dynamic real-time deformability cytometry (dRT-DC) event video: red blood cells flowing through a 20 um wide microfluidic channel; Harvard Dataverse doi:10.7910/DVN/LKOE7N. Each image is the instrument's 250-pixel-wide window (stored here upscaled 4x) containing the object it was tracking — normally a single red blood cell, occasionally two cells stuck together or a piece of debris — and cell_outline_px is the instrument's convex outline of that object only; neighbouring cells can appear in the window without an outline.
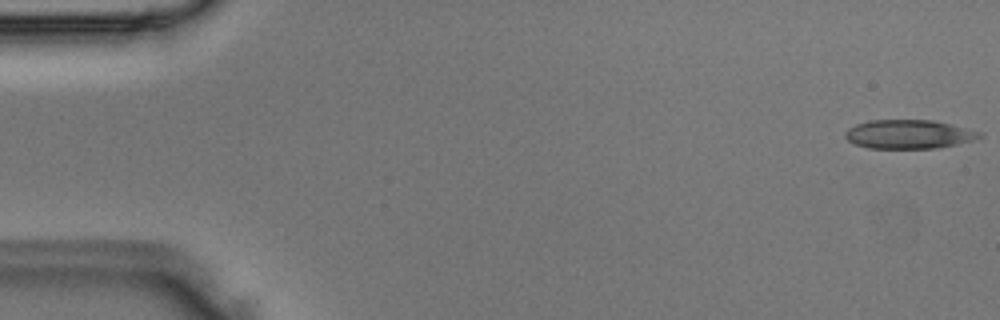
{"species": "Egyptian fruit bat (a non-hibernating species)", "species_latin": "Rousettus aegyptiacus", "temperature_condition": "room temperature", "stored_images_in_passage": 5, "segment_of_instrument_passage": [2, 2], "camera_frame_rate_fps": 3000, "um_per_image_px": 0.085, "animal": {"sex": "male"}, "frame": {"image": 1, "passage_image": 5, "time_ms": 1.333, "image_size_px": [1000, 320], "cell_outline_px": [[984, 136], [972, 140], [956, 144], [936, 148], [868, 148], [856, 144], [848, 140], [844, 136], [844, 132], [848, 128], [856, 124], [868, 120], [932, 120], [952, 124], [984, 132]], "centroid_in_image_um": [77.26, 11.4], "position_along_channel_um": 7.7, "area_um2": 22.72}}